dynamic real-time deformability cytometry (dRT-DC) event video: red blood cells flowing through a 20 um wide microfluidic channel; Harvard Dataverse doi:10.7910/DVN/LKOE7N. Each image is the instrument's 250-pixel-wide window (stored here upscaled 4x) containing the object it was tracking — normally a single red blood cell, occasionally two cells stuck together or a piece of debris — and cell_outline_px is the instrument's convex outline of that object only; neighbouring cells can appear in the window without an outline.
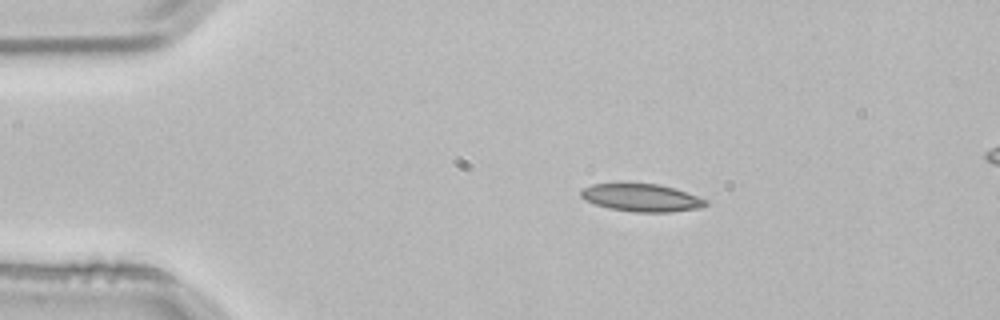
{"species": "common noctule bat (a hibernating species)", "species_latin": "Nyctalus noctula", "temperature_condition": "room temperature", "stored_images_in_passage": 3, "segment_of_instrument_passage": [1, 2], "camera_frame_rate_fps": 3000, "um_per_image_px": 0.085, "animal": {"sex": "male", "body_mass_g": 21.5, "forearm_length_mm": 52.0}, "frame": {"image": 1, "passage_image": 1, "time_ms": 0.0, "image_size_px": [1000, 320], "cell_outline_px": [[708, 204], [704, 208], [672, 212], [636, 212], [608, 208], [584, 200], [580, 196], [580, 192], [584, 188], [592, 184], [660, 184], [676, 188], [708, 200]], "centroid_in_image_um": [54.59, 16.82], "position_along_channel_um": 30.4, "area_um2": 20.23}}